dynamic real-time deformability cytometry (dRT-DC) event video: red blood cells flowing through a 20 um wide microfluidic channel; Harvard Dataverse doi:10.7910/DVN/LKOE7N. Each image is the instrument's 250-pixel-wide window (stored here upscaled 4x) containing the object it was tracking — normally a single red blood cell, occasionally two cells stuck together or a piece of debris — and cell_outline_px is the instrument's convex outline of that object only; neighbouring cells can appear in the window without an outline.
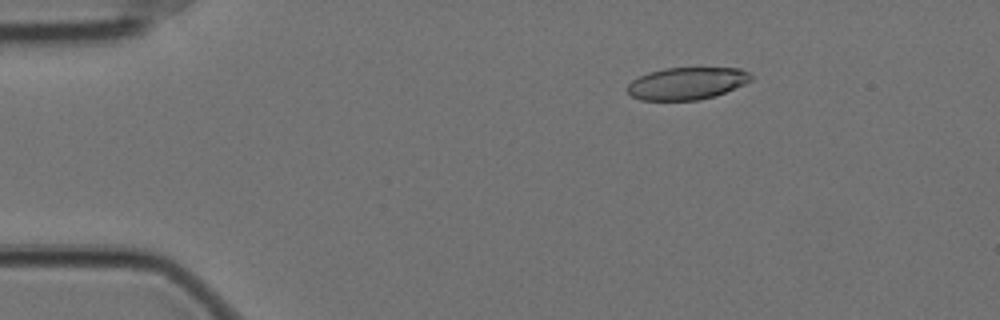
{"species": "Egyptian fruit bat (a non-hibernating species)", "species_latin": "Rousettus aegyptiacus", "temperature_condition": "cold", "stored_images_in_passage": 58, "camera_frame_rate_fps": 3000, "um_per_image_px": 0.085, "animal": {"sex": "female"}, "frame": {"image": 1, "passage_image": 10, "time_ms": 3.0, "image_size_px": [1000, 320], "cell_outline_px": [[752, 80], [744, 84], [724, 92], [712, 96], [696, 100], [640, 100], [632, 96], [628, 92], [628, 84], [632, 80], [648, 72], [664, 68], [740, 68], [748, 72], [752, 76]], "centroid_in_image_um": [58.36, 7.08], "position_along_channel_um": 26.6, "area_um2": 23.0}}
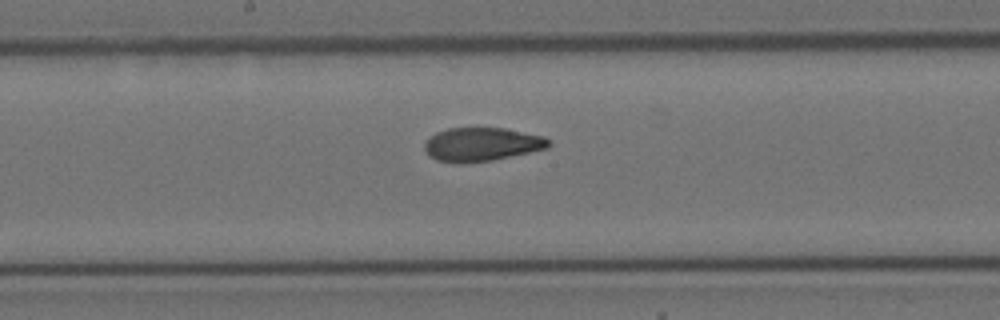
{"frame": {"image": 2, "passage_image": 31, "time_ms": 10.0, "image_size_px": [1000, 320], "cell_outline_px": [[552, 144], [548, 148], [492, 160], [436, 160], [428, 156], [424, 148], [424, 144], [436, 132], [448, 128], [504, 128], [544, 136]], "centroid_in_image_um": [40.99, 12.23], "position_along_channel_um": 207.2, "area_um2": 23.52}}
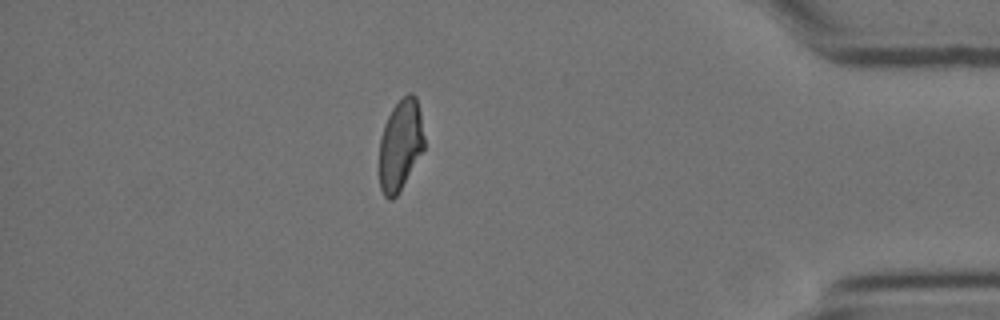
{"frame": {"image": 3, "passage_image": 51, "time_ms": 16.667, "image_size_px": [1000, 320], "cell_outline_px": [[424, 148], [396, 196], [392, 200], [388, 200], [384, 196], [380, 188], [380, 136], [384, 124], [392, 108], [408, 92], [412, 92], [416, 96], [420, 112], [424, 136]], "centroid_in_image_um": [34.02, 12.3], "position_along_channel_um": 401.2, "area_um2": 23.58}, "authors_computed_cell_mechanics": {"area_um2": 24.7962, "velocity_mm_per_s": 3.501, "shape_relaxation_time_tau1_ms": 8.1072, "shape_relaxation_time_tau2_ms": 1.5361, "deformation_change_tau1": 0.2025, "deformation_change_tau2": 0.0745}}